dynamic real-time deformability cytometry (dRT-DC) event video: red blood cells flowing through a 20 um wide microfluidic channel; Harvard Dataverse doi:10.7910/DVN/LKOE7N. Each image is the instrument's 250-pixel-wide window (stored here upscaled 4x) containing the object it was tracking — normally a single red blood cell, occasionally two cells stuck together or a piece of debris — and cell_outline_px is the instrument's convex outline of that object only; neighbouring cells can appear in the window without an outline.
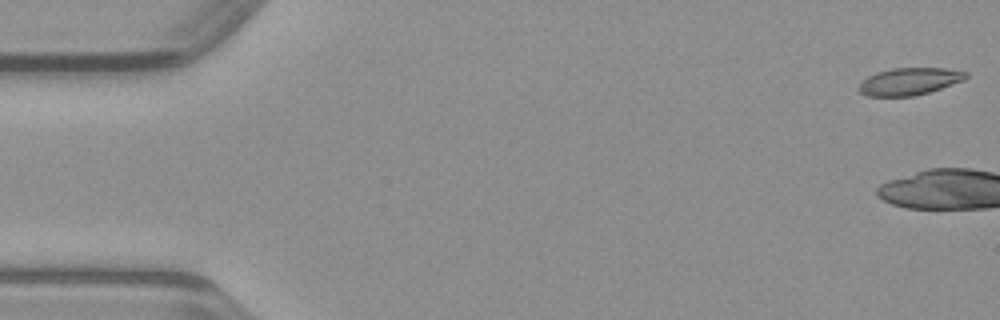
{"species": "common noctule bat (a hibernating species)", "species_latin": "Nyctalus noctula", "temperature_condition": "warm", "stored_images_in_passage": 3, "camera_frame_rate_fps": 3000, "um_per_image_px": 0.085, "animal": {"sex": "male", "body_mass_g": 23.1, "forearm_length_mm": 52.7}, "frame": {"image": 1, "passage_image": 1, "time_ms": 0.0, "image_size_px": [1000, 320], "cell_outline_px": [[968, 76], [964, 80], [916, 96], [868, 96], [860, 92], [856, 88], [868, 76], [876, 72], [892, 68], [944, 68], [968, 72]], "centroid_in_image_um": [77.29, 6.92], "position_along_channel_um": 7.7, "area_um2": 16.94}}